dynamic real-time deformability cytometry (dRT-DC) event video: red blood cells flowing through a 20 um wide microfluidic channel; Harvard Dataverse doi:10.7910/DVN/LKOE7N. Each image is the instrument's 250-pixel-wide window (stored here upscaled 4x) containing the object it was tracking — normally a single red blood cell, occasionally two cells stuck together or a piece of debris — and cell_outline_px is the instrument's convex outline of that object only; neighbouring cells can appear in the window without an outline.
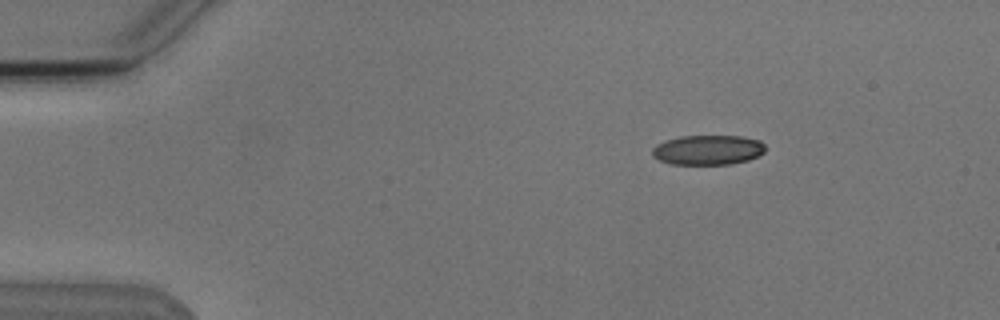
{"species": "Egyptian fruit bat (a non-hibernating species)", "species_latin": "Rousettus aegyptiacus", "temperature_condition": "cold", "stored_images_in_passage": 5, "camera_frame_rate_fps": 3000, "um_per_image_px": 0.085, "animal": {"sex": "male"}, "frame": {"image": 1, "passage_image": 2, "time_ms": 1.333, "image_size_px": [1000, 320], "cell_outline_px": [[764, 152], [748, 160], [732, 164], [672, 164], [660, 160], [652, 156], [652, 148], [656, 144], [680, 136], [740, 136], [760, 140], [764, 144]], "centroid_in_image_um": [60.16, 12.74], "position_along_channel_um": 24.8, "area_um2": 19.54}}
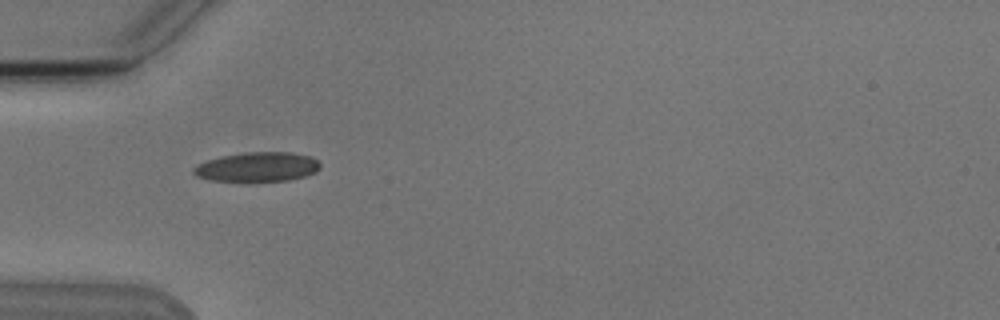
{"frame": {"image": 2, "passage_image": 4, "time_ms": 4.333, "image_size_px": [1000, 320], "cell_outline_px": [[320, 168], [316, 172], [304, 176], [288, 180], [212, 180], [196, 176], [192, 172], [192, 168], [208, 160], [220, 156], [244, 152], [292, 152], [312, 156], [320, 164]], "centroid_in_image_um": [21.9, 14.16], "position_along_channel_um": 63.1, "area_um2": 21.44}}